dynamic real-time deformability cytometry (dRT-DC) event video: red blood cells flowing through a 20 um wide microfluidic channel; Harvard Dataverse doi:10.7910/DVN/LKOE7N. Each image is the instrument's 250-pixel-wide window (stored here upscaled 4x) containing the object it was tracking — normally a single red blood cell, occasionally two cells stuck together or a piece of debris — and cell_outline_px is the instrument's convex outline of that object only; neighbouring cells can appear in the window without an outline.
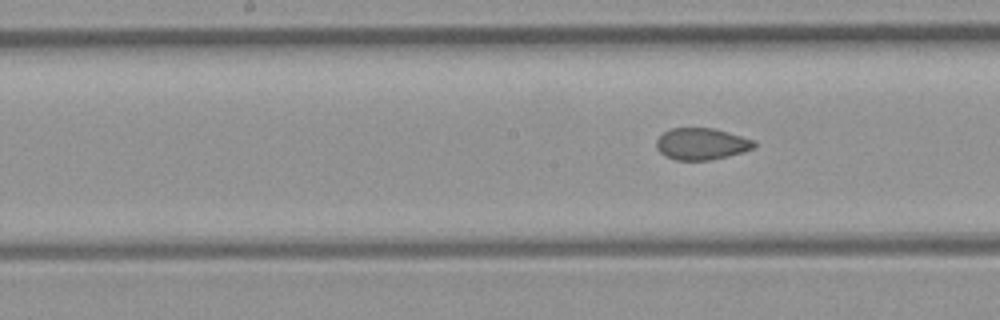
{"species": "common noctule bat (a hibernating species)", "species_latin": "Nyctalus noctula", "temperature_condition": "room temperature", "stored_images_in_passage": 9, "segment_of_instrument_passage": [2, 2], "camera_frame_rate_fps": 3000, "um_per_image_px": 0.085, "animal": {"sex": "female", "body_mass_g": 21.9}, "frame": {"image": 1, "passage_image": 9, "time_ms": 10.0, "image_size_px": [1000, 320], "cell_outline_px": [[756, 144], [752, 148], [744, 152], [712, 160], [676, 160], [664, 156], [656, 148], [656, 140], [664, 132], [672, 128], [712, 128], [728, 132], [756, 140]], "centroid_in_image_um": [59.63, 12.24], "position_along_channel_um": 188.6, "area_um2": 18.15}}